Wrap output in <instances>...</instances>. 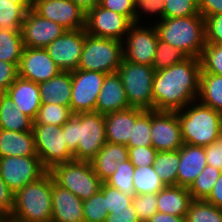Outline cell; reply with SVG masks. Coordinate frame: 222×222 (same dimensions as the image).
<instances>
[{"mask_svg":"<svg viewBox=\"0 0 222 222\" xmlns=\"http://www.w3.org/2000/svg\"><path fill=\"white\" fill-rule=\"evenodd\" d=\"M200 74L201 61L195 57L155 72L152 85L154 110L176 112L196 101Z\"/></svg>","mask_w":222,"mask_h":222,"instance_id":"6da1fadb","label":"cell"},{"mask_svg":"<svg viewBox=\"0 0 222 222\" xmlns=\"http://www.w3.org/2000/svg\"><path fill=\"white\" fill-rule=\"evenodd\" d=\"M61 127L74 160L91 161L107 142L104 114L98 112L72 115Z\"/></svg>","mask_w":222,"mask_h":222,"instance_id":"7a4b0ae2","label":"cell"},{"mask_svg":"<svg viewBox=\"0 0 222 222\" xmlns=\"http://www.w3.org/2000/svg\"><path fill=\"white\" fill-rule=\"evenodd\" d=\"M176 113L183 143L205 147L222 135V114L198 100Z\"/></svg>","mask_w":222,"mask_h":222,"instance_id":"3957f363","label":"cell"},{"mask_svg":"<svg viewBox=\"0 0 222 222\" xmlns=\"http://www.w3.org/2000/svg\"><path fill=\"white\" fill-rule=\"evenodd\" d=\"M160 40L200 59L206 44L205 19L202 15L164 18L154 24Z\"/></svg>","mask_w":222,"mask_h":222,"instance_id":"277c9868","label":"cell"},{"mask_svg":"<svg viewBox=\"0 0 222 222\" xmlns=\"http://www.w3.org/2000/svg\"><path fill=\"white\" fill-rule=\"evenodd\" d=\"M51 215L52 175L47 171L14 194L10 217L18 222H51Z\"/></svg>","mask_w":222,"mask_h":222,"instance_id":"5b68a950","label":"cell"},{"mask_svg":"<svg viewBox=\"0 0 222 222\" xmlns=\"http://www.w3.org/2000/svg\"><path fill=\"white\" fill-rule=\"evenodd\" d=\"M123 59V42L86 33L77 69L101 73L117 72Z\"/></svg>","mask_w":222,"mask_h":222,"instance_id":"8992f818","label":"cell"},{"mask_svg":"<svg viewBox=\"0 0 222 222\" xmlns=\"http://www.w3.org/2000/svg\"><path fill=\"white\" fill-rule=\"evenodd\" d=\"M49 172L58 186L71 191L82 201L97 193L102 185L90 161L72 160L55 165Z\"/></svg>","mask_w":222,"mask_h":222,"instance_id":"52a82bcc","label":"cell"},{"mask_svg":"<svg viewBox=\"0 0 222 222\" xmlns=\"http://www.w3.org/2000/svg\"><path fill=\"white\" fill-rule=\"evenodd\" d=\"M117 73L122 80L130 107L154 110L152 85L155 70L152 66L122 59Z\"/></svg>","mask_w":222,"mask_h":222,"instance_id":"ba28073f","label":"cell"},{"mask_svg":"<svg viewBox=\"0 0 222 222\" xmlns=\"http://www.w3.org/2000/svg\"><path fill=\"white\" fill-rule=\"evenodd\" d=\"M32 132L37 156L47 171H50L55 165L74 160V155L64 141L61 126L33 124Z\"/></svg>","mask_w":222,"mask_h":222,"instance_id":"9c48e42d","label":"cell"},{"mask_svg":"<svg viewBox=\"0 0 222 222\" xmlns=\"http://www.w3.org/2000/svg\"><path fill=\"white\" fill-rule=\"evenodd\" d=\"M158 42L154 24L133 23L123 41V59L152 66Z\"/></svg>","mask_w":222,"mask_h":222,"instance_id":"30bf717a","label":"cell"},{"mask_svg":"<svg viewBox=\"0 0 222 222\" xmlns=\"http://www.w3.org/2000/svg\"><path fill=\"white\" fill-rule=\"evenodd\" d=\"M106 74L76 69L71 71L72 92L70 110L75 114L95 112L97 97Z\"/></svg>","mask_w":222,"mask_h":222,"instance_id":"8fae6325","label":"cell"},{"mask_svg":"<svg viewBox=\"0 0 222 222\" xmlns=\"http://www.w3.org/2000/svg\"><path fill=\"white\" fill-rule=\"evenodd\" d=\"M46 172L38 156L0 157V175L14 193Z\"/></svg>","mask_w":222,"mask_h":222,"instance_id":"7c38bea8","label":"cell"},{"mask_svg":"<svg viewBox=\"0 0 222 222\" xmlns=\"http://www.w3.org/2000/svg\"><path fill=\"white\" fill-rule=\"evenodd\" d=\"M133 23L124 15L101 7L99 4L86 13L87 34L124 41Z\"/></svg>","mask_w":222,"mask_h":222,"instance_id":"4fadbf2b","label":"cell"},{"mask_svg":"<svg viewBox=\"0 0 222 222\" xmlns=\"http://www.w3.org/2000/svg\"><path fill=\"white\" fill-rule=\"evenodd\" d=\"M31 8L66 30H79L86 26V12L71 0H32Z\"/></svg>","mask_w":222,"mask_h":222,"instance_id":"5bb4252c","label":"cell"},{"mask_svg":"<svg viewBox=\"0 0 222 222\" xmlns=\"http://www.w3.org/2000/svg\"><path fill=\"white\" fill-rule=\"evenodd\" d=\"M85 39V28L66 30L47 47L48 55L61 71H74L78 68Z\"/></svg>","mask_w":222,"mask_h":222,"instance_id":"9a60e30c","label":"cell"},{"mask_svg":"<svg viewBox=\"0 0 222 222\" xmlns=\"http://www.w3.org/2000/svg\"><path fill=\"white\" fill-rule=\"evenodd\" d=\"M152 147L160 151H176L184 143L176 112L151 110Z\"/></svg>","mask_w":222,"mask_h":222,"instance_id":"2e32d148","label":"cell"},{"mask_svg":"<svg viewBox=\"0 0 222 222\" xmlns=\"http://www.w3.org/2000/svg\"><path fill=\"white\" fill-rule=\"evenodd\" d=\"M20 31L24 47L45 48L60 37L66 29L60 24L43 18L29 7Z\"/></svg>","mask_w":222,"mask_h":222,"instance_id":"e0dca14e","label":"cell"},{"mask_svg":"<svg viewBox=\"0 0 222 222\" xmlns=\"http://www.w3.org/2000/svg\"><path fill=\"white\" fill-rule=\"evenodd\" d=\"M17 68L18 77L38 84L61 72L45 48L24 47Z\"/></svg>","mask_w":222,"mask_h":222,"instance_id":"ac0fdd59","label":"cell"},{"mask_svg":"<svg viewBox=\"0 0 222 222\" xmlns=\"http://www.w3.org/2000/svg\"><path fill=\"white\" fill-rule=\"evenodd\" d=\"M51 222H84L83 201L71 191L58 186L53 177Z\"/></svg>","mask_w":222,"mask_h":222,"instance_id":"d6986e66","label":"cell"},{"mask_svg":"<svg viewBox=\"0 0 222 222\" xmlns=\"http://www.w3.org/2000/svg\"><path fill=\"white\" fill-rule=\"evenodd\" d=\"M130 108L122 80L117 72L105 76L97 97L95 112L108 114Z\"/></svg>","mask_w":222,"mask_h":222,"instance_id":"ffe728a7","label":"cell"},{"mask_svg":"<svg viewBox=\"0 0 222 222\" xmlns=\"http://www.w3.org/2000/svg\"><path fill=\"white\" fill-rule=\"evenodd\" d=\"M144 109L130 107L125 110L104 115L106 141L114 144L128 145L132 136L133 124Z\"/></svg>","mask_w":222,"mask_h":222,"instance_id":"44dd1931","label":"cell"},{"mask_svg":"<svg viewBox=\"0 0 222 222\" xmlns=\"http://www.w3.org/2000/svg\"><path fill=\"white\" fill-rule=\"evenodd\" d=\"M177 185L189 188L207 165L205 147L184 143L179 149Z\"/></svg>","mask_w":222,"mask_h":222,"instance_id":"7402d4cb","label":"cell"},{"mask_svg":"<svg viewBox=\"0 0 222 222\" xmlns=\"http://www.w3.org/2000/svg\"><path fill=\"white\" fill-rule=\"evenodd\" d=\"M6 94L13 101L15 107L33 121L35 120L41 106L38 83L17 77L6 90Z\"/></svg>","mask_w":222,"mask_h":222,"instance_id":"603a6c76","label":"cell"},{"mask_svg":"<svg viewBox=\"0 0 222 222\" xmlns=\"http://www.w3.org/2000/svg\"><path fill=\"white\" fill-rule=\"evenodd\" d=\"M128 159V147L126 145L106 142L90 162L95 174L102 182H105L113 175L117 166Z\"/></svg>","mask_w":222,"mask_h":222,"instance_id":"cb8c5ba5","label":"cell"},{"mask_svg":"<svg viewBox=\"0 0 222 222\" xmlns=\"http://www.w3.org/2000/svg\"><path fill=\"white\" fill-rule=\"evenodd\" d=\"M72 92L70 71H61L48 81L39 83L41 104H58L69 106Z\"/></svg>","mask_w":222,"mask_h":222,"instance_id":"d4e9b609","label":"cell"},{"mask_svg":"<svg viewBox=\"0 0 222 222\" xmlns=\"http://www.w3.org/2000/svg\"><path fill=\"white\" fill-rule=\"evenodd\" d=\"M6 156H37L33 132L0 129V157Z\"/></svg>","mask_w":222,"mask_h":222,"instance_id":"484cf974","label":"cell"},{"mask_svg":"<svg viewBox=\"0 0 222 222\" xmlns=\"http://www.w3.org/2000/svg\"><path fill=\"white\" fill-rule=\"evenodd\" d=\"M192 200L188 188L165 186L157 193V209L161 213L185 216Z\"/></svg>","mask_w":222,"mask_h":222,"instance_id":"4316f807","label":"cell"},{"mask_svg":"<svg viewBox=\"0 0 222 222\" xmlns=\"http://www.w3.org/2000/svg\"><path fill=\"white\" fill-rule=\"evenodd\" d=\"M33 120L15 107L6 94L0 102V129L28 132L33 129Z\"/></svg>","mask_w":222,"mask_h":222,"instance_id":"83f0119b","label":"cell"},{"mask_svg":"<svg viewBox=\"0 0 222 222\" xmlns=\"http://www.w3.org/2000/svg\"><path fill=\"white\" fill-rule=\"evenodd\" d=\"M197 100L222 114V76L201 70Z\"/></svg>","mask_w":222,"mask_h":222,"instance_id":"f1b7e54d","label":"cell"},{"mask_svg":"<svg viewBox=\"0 0 222 222\" xmlns=\"http://www.w3.org/2000/svg\"><path fill=\"white\" fill-rule=\"evenodd\" d=\"M28 9L21 0H0V30L20 31Z\"/></svg>","mask_w":222,"mask_h":222,"instance_id":"f546056e","label":"cell"},{"mask_svg":"<svg viewBox=\"0 0 222 222\" xmlns=\"http://www.w3.org/2000/svg\"><path fill=\"white\" fill-rule=\"evenodd\" d=\"M179 162V150L160 151L156 154L153 168L165 186L177 185Z\"/></svg>","mask_w":222,"mask_h":222,"instance_id":"4dcf8cb0","label":"cell"},{"mask_svg":"<svg viewBox=\"0 0 222 222\" xmlns=\"http://www.w3.org/2000/svg\"><path fill=\"white\" fill-rule=\"evenodd\" d=\"M21 31L0 30V60L17 67L23 51Z\"/></svg>","mask_w":222,"mask_h":222,"instance_id":"1f68e13d","label":"cell"},{"mask_svg":"<svg viewBox=\"0 0 222 222\" xmlns=\"http://www.w3.org/2000/svg\"><path fill=\"white\" fill-rule=\"evenodd\" d=\"M133 185L136 195L157 194L165 187L158 174L154 171L153 166L145 165L143 167H135Z\"/></svg>","mask_w":222,"mask_h":222,"instance_id":"d6a6232c","label":"cell"},{"mask_svg":"<svg viewBox=\"0 0 222 222\" xmlns=\"http://www.w3.org/2000/svg\"><path fill=\"white\" fill-rule=\"evenodd\" d=\"M221 172V170L211 165H206L188 188L192 199L205 200L209 196Z\"/></svg>","mask_w":222,"mask_h":222,"instance_id":"836d02e7","label":"cell"},{"mask_svg":"<svg viewBox=\"0 0 222 222\" xmlns=\"http://www.w3.org/2000/svg\"><path fill=\"white\" fill-rule=\"evenodd\" d=\"M185 222H222V209L205 200H192Z\"/></svg>","mask_w":222,"mask_h":222,"instance_id":"e575fe53","label":"cell"},{"mask_svg":"<svg viewBox=\"0 0 222 222\" xmlns=\"http://www.w3.org/2000/svg\"><path fill=\"white\" fill-rule=\"evenodd\" d=\"M73 115L70 106L58 104H41L33 124L64 125Z\"/></svg>","mask_w":222,"mask_h":222,"instance_id":"d590c367","label":"cell"},{"mask_svg":"<svg viewBox=\"0 0 222 222\" xmlns=\"http://www.w3.org/2000/svg\"><path fill=\"white\" fill-rule=\"evenodd\" d=\"M187 58L188 56L184 52L160 40L158 37L152 68L155 70V72H157L169 68L176 63H180Z\"/></svg>","mask_w":222,"mask_h":222,"instance_id":"8d00e7d4","label":"cell"},{"mask_svg":"<svg viewBox=\"0 0 222 222\" xmlns=\"http://www.w3.org/2000/svg\"><path fill=\"white\" fill-rule=\"evenodd\" d=\"M134 169L135 167L128 159L124 163L117 166L116 171L105 181V183L118 189L124 194L133 197L136 195L133 185Z\"/></svg>","mask_w":222,"mask_h":222,"instance_id":"74e56055","label":"cell"},{"mask_svg":"<svg viewBox=\"0 0 222 222\" xmlns=\"http://www.w3.org/2000/svg\"><path fill=\"white\" fill-rule=\"evenodd\" d=\"M151 110H144L133 124L132 136L127 147H150L151 142Z\"/></svg>","mask_w":222,"mask_h":222,"instance_id":"f35d334b","label":"cell"},{"mask_svg":"<svg viewBox=\"0 0 222 222\" xmlns=\"http://www.w3.org/2000/svg\"><path fill=\"white\" fill-rule=\"evenodd\" d=\"M146 16L148 17L146 18ZM148 18L151 19V22L149 21ZM163 19H164L163 0H136L134 23L144 24L146 21H149L146 23L155 24L156 22L161 21ZM142 21H144V23Z\"/></svg>","mask_w":222,"mask_h":222,"instance_id":"ab89813d","label":"cell"},{"mask_svg":"<svg viewBox=\"0 0 222 222\" xmlns=\"http://www.w3.org/2000/svg\"><path fill=\"white\" fill-rule=\"evenodd\" d=\"M83 214L84 222H105L109 213L106 197L100 190L83 201Z\"/></svg>","mask_w":222,"mask_h":222,"instance_id":"60d3db41","label":"cell"},{"mask_svg":"<svg viewBox=\"0 0 222 222\" xmlns=\"http://www.w3.org/2000/svg\"><path fill=\"white\" fill-rule=\"evenodd\" d=\"M200 61L204 73L222 76V45L206 43Z\"/></svg>","mask_w":222,"mask_h":222,"instance_id":"b9f144b4","label":"cell"},{"mask_svg":"<svg viewBox=\"0 0 222 222\" xmlns=\"http://www.w3.org/2000/svg\"><path fill=\"white\" fill-rule=\"evenodd\" d=\"M164 18H179L201 15L198 0H163Z\"/></svg>","mask_w":222,"mask_h":222,"instance_id":"7bdbcfd3","label":"cell"},{"mask_svg":"<svg viewBox=\"0 0 222 222\" xmlns=\"http://www.w3.org/2000/svg\"><path fill=\"white\" fill-rule=\"evenodd\" d=\"M100 191L106 197L108 213L124 210L132 203V196L124 194L118 189L106 184L105 182H102Z\"/></svg>","mask_w":222,"mask_h":222,"instance_id":"ee69618b","label":"cell"},{"mask_svg":"<svg viewBox=\"0 0 222 222\" xmlns=\"http://www.w3.org/2000/svg\"><path fill=\"white\" fill-rule=\"evenodd\" d=\"M132 204L140 222H147L158 211L157 194L154 193L134 195Z\"/></svg>","mask_w":222,"mask_h":222,"instance_id":"f6af8a7d","label":"cell"},{"mask_svg":"<svg viewBox=\"0 0 222 222\" xmlns=\"http://www.w3.org/2000/svg\"><path fill=\"white\" fill-rule=\"evenodd\" d=\"M157 153L152 146L128 147L129 160L134 167L153 166Z\"/></svg>","mask_w":222,"mask_h":222,"instance_id":"bcb514c9","label":"cell"},{"mask_svg":"<svg viewBox=\"0 0 222 222\" xmlns=\"http://www.w3.org/2000/svg\"><path fill=\"white\" fill-rule=\"evenodd\" d=\"M204 19L206 43L222 45V14L210 15Z\"/></svg>","mask_w":222,"mask_h":222,"instance_id":"7dc6e473","label":"cell"},{"mask_svg":"<svg viewBox=\"0 0 222 222\" xmlns=\"http://www.w3.org/2000/svg\"><path fill=\"white\" fill-rule=\"evenodd\" d=\"M136 0H100L99 5L105 9L126 16L134 23Z\"/></svg>","mask_w":222,"mask_h":222,"instance_id":"c3c4849f","label":"cell"},{"mask_svg":"<svg viewBox=\"0 0 222 222\" xmlns=\"http://www.w3.org/2000/svg\"><path fill=\"white\" fill-rule=\"evenodd\" d=\"M14 194L0 175V213L5 217H10L12 213Z\"/></svg>","mask_w":222,"mask_h":222,"instance_id":"681fc988","label":"cell"},{"mask_svg":"<svg viewBox=\"0 0 222 222\" xmlns=\"http://www.w3.org/2000/svg\"><path fill=\"white\" fill-rule=\"evenodd\" d=\"M205 155L207 165L222 171V135L216 142L205 146Z\"/></svg>","mask_w":222,"mask_h":222,"instance_id":"f907efd6","label":"cell"},{"mask_svg":"<svg viewBox=\"0 0 222 222\" xmlns=\"http://www.w3.org/2000/svg\"><path fill=\"white\" fill-rule=\"evenodd\" d=\"M17 77V66L14 63L0 60V86L7 90Z\"/></svg>","mask_w":222,"mask_h":222,"instance_id":"816d5d0a","label":"cell"},{"mask_svg":"<svg viewBox=\"0 0 222 222\" xmlns=\"http://www.w3.org/2000/svg\"><path fill=\"white\" fill-rule=\"evenodd\" d=\"M105 222H140L134 205L131 203L124 210L110 212Z\"/></svg>","mask_w":222,"mask_h":222,"instance_id":"f5cc1de1","label":"cell"},{"mask_svg":"<svg viewBox=\"0 0 222 222\" xmlns=\"http://www.w3.org/2000/svg\"><path fill=\"white\" fill-rule=\"evenodd\" d=\"M198 8L204 18L210 15L222 14V0H198Z\"/></svg>","mask_w":222,"mask_h":222,"instance_id":"db71d44e","label":"cell"},{"mask_svg":"<svg viewBox=\"0 0 222 222\" xmlns=\"http://www.w3.org/2000/svg\"><path fill=\"white\" fill-rule=\"evenodd\" d=\"M205 201L222 209V172Z\"/></svg>","mask_w":222,"mask_h":222,"instance_id":"11a10c76","label":"cell"},{"mask_svg":"<svg viewBox=\"0 0 222 222\" xmlns=\"http://www.w3.org/2000/svg\"><path fill=\"white\" fill-rule=\"evenodd\" d=\"M147 222H185V216L156 212Z\"/></svg>","mask_w":222,"mask_h":222,"instance_id":"9f6ffc18","label":"cell"},{"mask_svg":"<svg viewBox=\"0 0 222 222\" xmlns=\"http://www.w3.org/2000/svg\"><path fill=\"white\" fill-rule=\"evenodd\" d=\"M86 13L100 3V0H71Z\"/></svg>","mask_w":222,"mask_h":222,"instance_id":"6f0895ef","label":"cell"},{"mask_svg":"<svg viewBox=\"0 0 222 222\" xmlns=\"http://www.w3.org/2000/svg\"><path fill=\"white\" fill-rule=\"evenodd\" d=\"M6 95V89L0 86V102L2 101L3 97Z\"/></svg>","mask_w":222,"mask_h":222,"instance_id":"680465c9","label":"cell"},{"mask_svg":"<svg viewBox=\"0 0 222 222\" xmlns=\"http://www.w3.org/2000/svg\"><path fill=\"white\" fill-rule=\"evenodd\" d=\"M3 222H18V221L12 219L11 217H5Z\"/></svg>","mask_w":222,"mask_h":222,"instance_id":"91938a15","label":"cell"},{"mask_svg":"<svg viewBox=\"0 0 222 222\" xmlns=\"http://www.w3.org/2000/svg\"><path fill=\"white\" fill-rule=\"evenodd\" d=\"M23 1L28 7H31L32 0H21Z\"/></svg>","mask_w":222,"mask_h":222,"instance_id":"94428289","label":"cell"},{"mask_svg":"<svg viewBox=\"0 0 222 222\" xmlns=\"http://www.w3.org/2000/svg\"><path fill=\"white\" fill-rule=\"evenodd\" d=\"M5 216H3L1 213H0V222H3Z\"/></svg>","mask_w":222,"mask_h":222,"instance_id":"6125c7cd","label":"cell"}]
</instances>
